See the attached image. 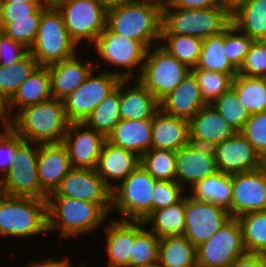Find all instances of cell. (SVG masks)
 Here are the masks:
<instances>
[{"mask_svg":"<svg viewBox=\"0 0 266 267\" xmlns=\"http://www.w3.org/2000/svg\"><path fill=\"white\" fill-rule=\"evenodd\" d=\"M69 124L63 100L53 97L21 109L10 120V127L24 141L37 144L62 142Z\"/></svg>","mask_w":266,"mask_h":267,"instance_id":"6da1fadb","label":"cell"},{"mask_svg":"<svg viewBox=\"0 0 266 267\" xmlns=\"http://www.w3.org/2000/svg\"><path fill=\"white\" fill-rule=\"evenodd\" d=\"M46 200L48 232L57 229L64 239L97 231L108 216L97 203L61 196H47Z\"/></svg>","mask_w":266,"mask_h":267,"instance_id":"7a4b0ae2","label":"cell"},{"mask_svg":"<svg viewBox=\"0 0 266 267\" xmlns=\"http://www.w3.org/2000/svg\"><path fill=\"white\" fill-rule=\"evenodd\" d=\"M48 233L47 200L0 194V236L31 238Z\"/></svg>","mask_w":266,"mask_h":267,"instance_id":"3957f363","label":"cell"},{"mask_svg":"<svg viewBox=\"0 0 266 267\" xmlns=\"http://www.w3.org/2000/svg\"><path fill=\"white\" fill-rule=\"evenodd\" d=\"M162 8L159 5L133 1L107 11L106 26L114 33L139 41L148 49L160 43Z\"/></svg>","mask_w":266,"mask_h":267,"instance_id":"277c9868","label":"cell"},{"mask_svg":"<svg viewBox=\"0 0 266 267\" xmlns=\"http://www.w3.org/2000/svg\"><path fill=\"white\" fill-rule=\"evenodd\" d=\"M231 24V14L222 6L206 9L162 7L161 34H177L201 39L222 33Z\"/></svg>","mask_w":266,"mask_h":267,"instance_id":"5b68a950","label":"cell"},{"mask_svg":"<svg viewBox=\"0 0 266 267\" xmlns=\"http://www.w3.org/2000/svg\"><path fill=\"white\" fill-rule=\"evenodd\" d=\"M77 49L61 13L54 5H49L41 14L37 37L29 52L38 66L48 67L74 56Z\"/></svg>","mask_w":266,"mask_h":267,"instance_id":"8992f818","label":"cell"},{"mask_svg":"<svg viewBox=\"0 0 266 267\" xmlns=\"http://www.w3.org/2000/svg\"><path fill=\"white\" fill-rule=\"evenodd\" d=\"M93 49L108 65L123 68L109 71L121 79H137L142 71L148 48L139 41L112 32L107 26L96 38ZM135 68V69H134ZM138 69L136 76L135 71Z\"/></svg>","mask_w":266,"mask_h":267,"instance_id":"52a82bcc","label":"cell"},{"mask_svg":"<svg viewBox=\"0 0 266 267\" xmlns=\"http://www.w3.org/2000/svg\"><path fill=\"white\" fill-rule=\"evenodd\" d=\"M154 179L139 165L125 180L111 191V211L119 220L143 221L151 213Z\"/></svg>","mask_w":266,"mask_h":267,"instance_id":"ba28073f","label":"cell"},{"mask_svg":"<svg viewBox=\"0 0 266 267\" xmlns=\"http://www.w3.org/2000/svg\"><path fill=\"white\" fill-rule=\"evenodd\" d=\"M190 71L187 65L158 44L147 50L144 65L137 80L160 101L172 92Z\"/></svg>","mask_w":266,"mask_h":267,"instance_id":"9c48e42d","label":"cell"},{"mask_svg":"<svg viewBox=\"0 0 266 267\" xmlns=\"http://www.w3.org/2000/svg\"><path fill=\"white\" fill-rule=\"evenodd\" d=\"M54 6L61 13L68 34L77 46L82 40L93 45L106 28L107 11L99 0H61Z\"/></svg>","mask_w":266,"mask_h":267,"instance_id":"30bf717a","label":"cell"},{"mask_svg":"<svg viewBox=\"0 0 266 267\" xmlns=\"http://www.w3.org/2000/svg\"><path fill=\"white\" fill-rule=\"evenodd\" d=\"M38 144L23 141L15 153L10 170L0 179L1 193L10 196L47 199L37 174Z\"/></svg>","mask_w":266,"mask_h":267,"instance_id":"8fae6325","label":"cell"},{"mask_svg":"<svg viewBox=\"0 0 266 267\" xmlns=\"http://www.w3.org/2000/svg\"><path fill=\"white\" fill-rule=\"evenodd\" d=\"M95 69L77 89L63 99L65 114L70 123H83L121 80L110 70H101L96 75Z\"/></svg>","mask_w":266,"mask_h":267,"instance_id":"7c38bea8","label":"cell"},{"mask_svg":"<svg viewBox=\"0 0 266 267\" xmlns=\"http://www.w3.org/2000/svg\"><path fill=\"white\" fill-rule=\"evenodd\" d=\"M243 235L237 218H231L210 239L196 247L197 267H230L246 255Z\"/></svg>","mask_w":266,"mask_h":267,"instance_id":"4fadbf2b","label":"cell"},{"mask_svg":"<svg viewBox=\"0 0 266 267\" xmlns=\"http://www.w3.org/2000/svg\"><path fill=\"white\" fill-rule=\"evenodd\" d=\"M61 196L97 203L108 215L111 212V190L95 169L72 168L55 192Z\"/></svg>","mask_w":266,"mask_h":267,"instance_id":"5bb4252c","label":"cell"},{"mask_svg":"<svg viewBox=\"0 0 266 267\" xmlns=\"http://www.w3.org/2000/svg\"><path fill=\"white\" fill-rule=\"evenodd\" d=\"M230 213L208 201H199L186 195V228L184 236L198 247L231 219Z\"/></svg>","mask_w":266,"mask_h":267,"instance_id":"9a60e30c","label":"cell"},{"mask_svg":"<svg viewBox=\"0 0 266 267\" xmlns=\"http://www.w3.org/2000/svg\"><path fill=\"white\" fill-rule=\"evenodd\" d=\"M266 211V165L232 174L231 217Z\"/></svg>","mask_w":266,"mask_h":267,"instance_id":"2e32d148","label":"cell"},{"mask_svg":"<svg viewBox=\"0 0 266 267\" xmlns=\"http://www.w3.org/2000/svg\"><path fill=\"white\" fill-rule=\"evenodd\" d=\"M213 151L217 170L226 174L249 172L265 165V161L241 132L215 145Z\"/></svg>","mask_w":266,"mask_h":267,"instance_id":"e0dca14e","label":"cell"},{"mask_svg":"<svg viewBox=\"0 0 266 267\" xmlns=\"http://www.w3.org/2000/svg\"><path fill=\"white\" fill-rule=\"evenodd\" d=\"M106 137L84 123H70L62 143L72 168L95 169Z\"/></svg>","mask_w":266,"mask_h":267,"instance_id":"ac0fdd59","label":"cell"},{"mask_svg":"<svg viewBox=\"0 0 266 267\" xmlns=\"http://www.w3.org/2000/svg\"><path fill=\"white\" fill-rule=\"evenodd\" d=\"M175 165V181L185 190L218 171L213 148L192 143L176 151Z\"/></svg>","mask_w":266,"mask_h":267,"instance_id":"d6986e66","label":"cell"},{"mask_svg":"<svg viewBox=\"0 0 266 267\" xmlns=\"http://www.w3.org/2000/svg\"><path fill=\"white\" fill-rule=\"evenodd\" d=\"M71 169L69 154L62 142L38 144L37 174L40 188L47 196L55 192Z\"/></svg>","mask_w":266,"mask_h":267,"instance_id":"ffe728a7","label":"cell"},{"mask_svg":"<svg viewBox=\"0 0 266 267\" xmlns=\"http://www.w3.org/2000/svg\"><path fill=\"white\" fill-rule=\"evenodd\" d=\"M190 143L214 147L236 133L215 107L205 105L189 121Z\"/></svg>","mask_w":266,"mask_h":267,"instance_id":"44dd1931","label":"cell"},{"mask_svg":"<svg viewBox=\"0 0 266 267\" xmlns=\"http://www.w3.org/2000/svg\"><path fill=\"white\" fill-rule=\"evenodd\" d=\"M160 110L168 115L190 121L206 104L203 100L198 80L190 73L183 81L159 101Z\"/></svg>","mask_w":266,"mask_h":267,"instance_id":"7402d4cb","label":"cell"},{"mask_svg":"<svg viewBox=\"0 0 266 267\" xmlns=\"http://www.w3.org/2000/svg\"><path fill=\"white\" fill-rule=\"evenodd\" d=\"M78 52L64 61L48 66L51 94L53 98L63 100L77 89L96 67L89 60L79 59Z\"/></svg>","mask_w":266,"mask_h":267,"instance_id":"603a6c76","label":"cell"},{"mask_svg":"<svg viewBox=\"0 0 266 267\" xmlns=\"http://www.w3.org/2000/svg\"><path fill=\"white\" fill-rule=\"evenodd\" d=\"M132 81L134 86H129ZM132 81L131 79L120 80V118L122 120L152 119L160 110L159 101L137 79Z\"/></svg>","mask_w":266,"mask_h":267,"instance_id":"cb8c5ba5","label":"cell"},{"mask_svg":"<svg viewBox=\"0 0 266 267\" xmlns=\"http://www.w3.org/2000/svg\"><path fill=\"white\" fill-rule=\"evenodd\" d=\"M140 165V157L129 150L117 147L105 141L98 157L96 172L112 191L116 184L110 180H117L120 184Z\"/></svg>","mask_w":266,"mask_h":267,"instance_id":"d4e9b609","label":"cell"},{"mask_svg":"<svg viewBox=\"0 0 266 267\" xmlns=\"http://www.w3.org/2000/svg\"><path fill=\"white\" fill-rule=\"evenodd\" d=\"M110 223L103 228L108 267H130V255L135 243V221L117 219Z\"/></svg>","mask_w":266,"mask_h":267,"instance_id":"484cf974","label":"cell"},{"mask_svg":"<svg viewBox=\"0 0 266 267\" xmlns=\"http://www.w3.org/2000/svg\"><path fill=\"white\" fill-rule=\"evenodd\" d=\"M189 143V121L161 110L152 118L151 148L178 151Z\"/></svg>","mask_w":266,"mask_h":267,"instance_id":"4316f807","label":"cell"},{"mask_svg":"<svg viewBox=\"0 0 266 267\" xmlns=\"http://www.w3.org/2000/svg\"><path fill=\"white\" fill-rule=\"evenodd\" d=\"M152 119L120 120L106 137L114 146L134 152L141 157L151 149Z\"/></svg>","mask_w":266,"mask_h":267,"instance_id":"83f0119b","label":"cell"},{"mask_svg":"<svg viewBox=\"0 0 266 267\" xmlns=\"http://www.w3.org/2000/svg\"><path fill=\"white\" fill-rule=\"evenodd\" d=\"M52 98L48 67L38 66L36 70L21 84L14 96L6 103V111L10 120L14 112ZM15 108V109H14ZM16 108H18L16 110Z\"/></svg>","mask_w":266,"mask_h":267,"instance_id":"f1b7e54d","label":"cell"},{"mask_svg":"<svg viewBox=\"0 0 266 267\" xmlns=\"http://www.w3.org/2000/svg\"><path fill=\"white\" fill-rule=\"evenodd\" d=\"M183 194L185 196L176 204L155 210L143 220L147 228L152 225L149 230L159 239L184 234L186 228V193Z\"/></svg>","mask_w":266,"mask_h":267,"instance_id":"f546056e","label":"cell"},{"mask_svg":"<svg viewBox=\"0 0 266 267\" xmlns=\"http://www.w3.org/2000/svg\"><path fill=\"white\" fill-rule=\"evenodd\" d=\"M199 201H208L227 210L231 215L232 175L217 171L197 182L188 191Z\"/></svg>","mask_w":266,"mask_h":267,"instance_id":"4dcf8cb0","label":"cell"},{"mask_svg":"<svg viewBox=\"0 0 266 267\" xmlns=\"http://www.w3.org/2000/svg\"><path fill=\"white\" fill-rule=\"evenodd\" d=\"M231 23L253 40H266V0H248L231 14Z\"/></svg>","mask_w":266,"mask_h":267,"instance_id":"1f68e13d","label":"cell"},{"mask_svg":"<svg viewBox=\"0 0 266 267\" xmlns=\"http://www.w3.org/2000/svg\"><path fill=\"white\" fill-rule=\"evenodd\" d=\"M160 267H197L196 247L184 236H167L159 240Z\"/></svg>","mask_w":266,"mask_h":267,"instance_id":"d6a6232c","label":"cell"},{"mask_svg":"<svg viewBox=\"0 0 266 267\" xmlns=\"http://www.w3.org/2000/svg\"><path fill=\"white\" fill-rule=\"evenodd\" d=\"M232 88L240 104L250 115L266 112V78L245 77L237 74L233 78Z\"/></svg>","mask_w":266,"mask_h":267,"instance_id":"836d02e7","label":"cell"},{"mask_svg":"<svg viewBox=\"0 0 266 267\" xmlns=\"http://www.w3.org/2000/svg\"><path fill=\"white\" fill-rule=\"evenodd\" d=\"M37 67V61L30 52L14 64L0 65V98L5 104Z\"/></svg>","mask_w":266,"mask_h":267,"instance_id":"e575fe53","label":"cell"},{"mask_svg":"<svg viewBox=\"0 0 266 267\" xmlns=\"http://www.w3.org/2000/svg\"><path fill=\"white\" fill-rule=\"evenodd\" d=\"M194 68L229 74L233 78L238 74L226 58L225 30L218 35L203 39L200 59Z\"/></svg>","mask_w":266,"mask_h":267,"instance_id":"d590c367","label":"cell"},{"mask_svg":"<svg viewBox=\"0 0 266 267\" xmlns=\"http://www.w3.org/2000/svg\"><path fill=\"white\" fill-rule=\"evenodd\" d=\"M119 102L120 81L117 87L91 112L83 123L107 137L121 120Z\"/></svg>","mask_w":266,"mask_h":267,"instance_id":"8d00e7d4","label":"cell"},{"mask_svg":"<svg viewBox=\"0 0 266 267\" xmlns=\"http://www.w3.org/2000/svg\"><path fill=\"white\" fill-rule=\"evenodd\" d=\"M159 45L190 69L197 66L203 39L187 35L161 34Z\"/></svg>","mask_w":266,"mask_h":267,"instance_id":"74e56055","label":"cell"},{"mask_svg":"<svg viewBox=\"0 0 266 267\" xmlns=\"http://www.w3.org/2000/svg\"><path fill=\"white\" fill-rule=\"evenodd\" d=\"M48 6L43 4L28 17L0 18V26L4 35L30 49L37 37L41 14Z\"/></svg>","mask_w":266,"mask_h":267,"instance_id":"f35d334b","label":"cell"},{"mask_svg":"<svg viewBox=\"0 0 266 267\" xmlns=\"http://www.w3.org/2000/svg\"><path fill=\"white\" fill-rule=\"evenodd\" d=\"M237 219L247 253L266 256V211L247 213Z\"/></svg>","mask_w":266,"mask_h":267,"instance_id":"ab89813d","label":"cell"},{"mask_svg":"<svg viewBox=\"0 0 266 267\" xmlns=\"http://www.w3.org/2000/svg\"><path fill=\"white\" fill-rule=\"evenodd\" d=\"M159 240L149 228L145 227L143 221H135V243L130 255V267L157 264Z\"/></svg>","mask_w":266,"mask_h":267,"instance_id":"60d3db41","label":"cell"},{"mask_svg":"<svg viewBox=\"0 0 266 267\" xmlns=\"http://www.w3.org/2000/svg\"><path fill=\"white\" fill-rule=\"evenodd\" d=\"M176 151L153 149L140 157V165L156 180L175 181Z\"/></svg>","mask_w":266,"mask_h":267,"instance_id":"b9f144b4","label":"cell"},{"mask_svg":"<svg viewBox=\"0 0 266 267\" xmlns=\"http://www.w3.org/2000/svg\"><path fill=\"white\" fill-rule=\"evenodd\" d=\"M191 71L198 80L206 105H212L219 96L232 87L233 77L229 74L200 68H192Z\"/></svg>","mask_w":266,"mask_h":267,"instance_id":"7bdbcfd3","label":"cell"},{"mask_svg":"<svg viewBox=\"0 0 266 267\" xmlns=\"http://www.w3.org/2000/svg\"><path fill=\"white\" fill-rule=\"evenodd\" d=\"M213 107L221 114V116L233 127L236 132H240L250 114L240 104L235 90L231 87L219 96L214 103Z\"/></svg>","mask_w":266,"mask_h":267,"instance_id":"ee69618b","label":"cell"},{"mask_svg":"<svg viewBox=\"0 0 266 267\" xmlns=\"http://www.w3.org/2000/svg\"><path fill=\"white\" fill-rule=\"evenodd\" d=\"M253 39L232 23L225 29V52L229 63L238 71L249 52Z\"/></svg>","mask_w":266,"mask_h":267,"instance_id":"f6af8a7d","label":"cell"},{"mask_svg":"<svg viewBox=\"0 0 266 267\" xmlns=\"http://www.w3.org/2000/svg\"><path fill=\"white\" fill-rule=\"evenodd\" d=\"M238 75L266 78V40H253Z\"/></svg>","mask_w":266,"mask_h":267,"instance_id":"bcb514c9","label":"cell"},{"mask_svg":"<svg viewBox=\"0 0 266 267\" xmlns=\"http://www.w3.org/2000/svg\"><path fill=\"white\" fill-rule=\"evenodd\" d=\"M240 132L266 161V112L251 114Z\"/></svg>","mask_w":266,"mask_h":267,"instance_id":"7dc6e473","label":"cell"},{"mask_svg":"<svg viewBox=\"0 0 266 267\" xmlns=\"http://www.w3.org/2000/svg\"><path fill=\"white\" fill-rule=\"evenodd\" d=\"M187 192L176 181L156 180L152 189L151 212L169 207L179 202Z\"/></svg>","mask_w":266,"mask_h":267,"instance_id":"c3c4849f","label":"cell"},{"mask_svg":"<svg viewBox=\"0 0 266 267\" xmlns=\"http://www.w3.org/2000/svg\"><path fill=\"white\" fill-rule=\"evenodd\" d=\"M23 141L11 127L0 132V179L14 164L16 148Z\"/></svg>","mask_w":266,"mask_h":267,"instance_id":"681fc988","label":"cell"},{"mask_svg":"<svg viewBox=\"0 0 266 267\" xmlns=\"http://www.w3.org/2000/svg\"><path fill=\"white\" fill-rule=\"evenodd\" d=\"M29 49L13 39L3 35L0 40V65H11L22 59Z\"/></svg>","mask_w":266,"mask_h":267,"instance_id":"f907efd6","label":"cell"},{"mask_svg":"<svg viewBox=\"0 0 266 267\" xmlns=\"http://www.w3.org/2000/svg\"><path fill=\"white\" fill-rule=\"evenodd\" d=\"M42 2L0 3V18H21L34 14Z\"/></svg>","mask_w":266,"mask_h":267,"instance_id":"816d5d0a","label":"cell"},{"mask_svg":"<svg viewBox=\"0 0 266 267\" xmlns=\"http://www.w3.org/2000/svg\"><path fill=\"white\" fill-rule=\"evenodd\" d=\"M172 4L177 8L187 10L222 6L221 0H175Z\"/></svg>","mask_w":266,"mask_h":267,"instance_id":"f5cc1de1","label":"cell"},{"mask_svg":"<svg viewBox=\"0 0 266 267\" xmlns=\"http://www.w3.org/2000/svg\"><path fill=\"white\" fill-rule=\"evenodd\" d=\"M230 267H266V256L247 253L236 259Z\"/></svg>","mask_w":266,"mask_h":267,"instance_id":"db71d44e","label":"cell"},{"mask_svg":"<svg viewBox=\"0 0 266 267\" xmlns=\"http://www.w3.org/2000/svg\"><path fill=\"white\" fill-rule=\"evenodd\" d=\"M72 264L69 261V258L65 257L62 260H57L55 258H47L46 260H44L43 262H37L35 261L33 262H29L26 267H71ZM86 265H84V263L80 264V266L78 265V267H85Z\"/></svg>","mask_w":266,"mask_h":267,"instance_id":"11a10c76","label":"cell"},{"mask_svg":"<svg viewBox=\"0 0 266 267\" xmlns=\"http://www.w3.org/2000/svg\"><path fill=\"white\" fill-rule=\"evenodd\" d=\"M248 0H221L222 7L230 14H233L240 6L245 4Z\"/></svg>","mask_w":266,"mask_h":267,"instance_id":"9f6ffc18","label":"cell"},{"mask_svg":"<svg viewBox=\"0 0 266 267\" xmlns=\"http://www.w3.org/2000/svg\"><path fill=\"white\" fill-rule=\"evenodd\" d=\"M106 11L111 9L121 7L128 3L133 2L134 0H99Z\"/></svg>","mask_w":266,"mask_h":267,"instance_id":"6f0895ef","label":"cell"},{"mask_svg":"<svg viewBox=\"0 0 266 267\" xmlns=\"http://www.w3.org/2000/svg\"><path fill=\"white\" fill-rule=\"evenodd\" d=\"M0 122H1V127L3 125L2 130L10 127V118L7 115L6 104L1 98H0Z\"/></svg>","mask_w":266,"mask_h":267,"instance_id":"680465c9","label":"cell"},{"mask_svg":"<svg viewBox=\"0 0 266 267\" xmlns=\"http://www.w3.org/2000/svg\"><path fill=\"white\" fill-rule=\"evenodd\" d=\"M134 1L153 3L159 5L161 8L166 6V0H134Z\"/></svg>","mask_w":266,"mask_h":267,"instance_id":"91938a15","label":"cell"},{"mask_svg":"<svg viewBox=\"0 0 266 267\" xmlns=\"http://www.w3.org/2000/svg\"><path fill=\"white\" fill-rule=\"evenodd\" d=\"M13 2H42L41 0H0V3H13Z\"/></svg>","mask_w":266,"mask_h":267,"instance_id":"94428289","label":"cell"},{"mask_svg":"<svg viewBox=\"0 0 266 267\" xmlns=\"http://www.w3.org/2000/svg\"><path fill=\"white\" fill-rule=\"evenodd\" d=\"M43 4H47V5H55L57 2L61 1V0H41Z\"/></svg>","mask_w":266,"mask_h":267,"instance_id":"6125c7cd","label":"cell"},{"mask_svg":"<svg viewBox=\"0 0 266 267\" xmlns=\"http://www.w3.org/2000/svg\"><path fill=\"white\" fill-rule=\"evenodd\" d=\"M174 1L175 0H166V6L172 4Z\"/></svg>","mask_w":266,"mask_h":267,"instance_id":"be15d7a7","label":"cell"},{"mask_svg":"<svg viewBox=\"0 0 266 267\" xmlns=\"http://www.w3.org/2000/svg\"><path fill=\"white\" fill-rule=\"evenodd\" d=\"M138 267H160V266L157 263V264H154V265H151V266H138Z\"/></svg>","mask_w":266,"mask_h":267,"instance_id":"e7e4bbea","label":"cell"},{"mask_svg":"<svg viewBox=\"0 0 266 267\" xmlns=\"http://www.w3.org/2000/svg\"><path fill=\"white\" fill-rule=\"evenodd\" d=\"M3 35H4V33H3V29H2V27L0 26V40H1V38H2Z\"/></svg>","mask_w":266,"mask_h":267,"instance_id":"03108f58","label":"cell"}]
</instances>
